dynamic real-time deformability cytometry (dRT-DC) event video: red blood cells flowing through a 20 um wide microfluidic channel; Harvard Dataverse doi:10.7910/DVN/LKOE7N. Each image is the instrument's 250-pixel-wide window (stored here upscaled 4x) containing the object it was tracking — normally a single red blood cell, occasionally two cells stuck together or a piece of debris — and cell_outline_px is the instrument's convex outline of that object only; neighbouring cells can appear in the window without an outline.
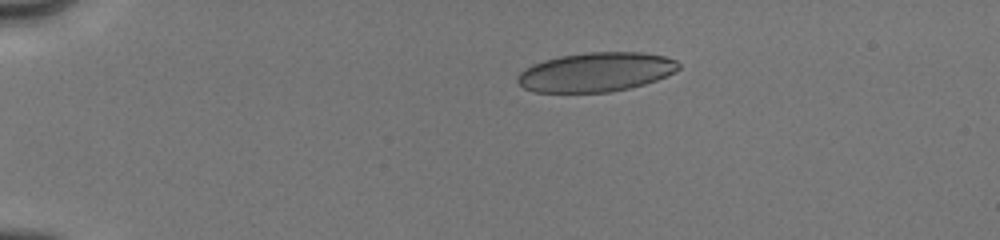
{"species": "human", "species_latin": "Homo sapiens", "temperature_condition": "cold", "stored_images_in_passage": 33, "camera_frame_rate_fps": 3000, "um_per_image_px": 0.085, "donor": {"sex": "male"}, "frame": {"image": 1, "passage_image": 2, "time_ms": 0.667, "image_size_px": [1000, 240], "cell_outline_px": [[680, 68], [656, 80], [644, 84], [628, 88], [608, 92], [532, 92], [524, 88], [516, 80], [516, 76], [524, 68], [532, 64], [544, 60], [560, 56], [588, 52], [640, 52], [664, 56], [676, 60], [680, 64]], "centroid_in_image_um": [50.61, 6.12], "position_along_channel_um": 34.4, "area_um2": 36.76}}
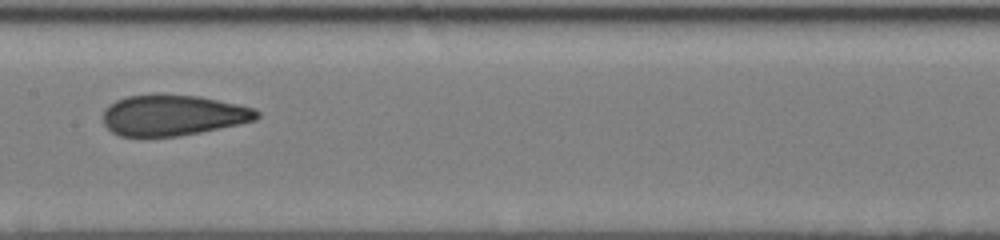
{"frame": {"image": 2, "passage_image": 19, "time_ms": 6.333, "image_size_px": [1000, 240], "cell_outline_px": [[260, 116], [256, 120], [240, 124], [180, 136], [120, 136], [112, 132], [104, 124], [104, 108], [116, 100], [128, 96], [156, 92], [200, 96], [256, 108], [260, 112]], "centroid_in_image_um": [14.72, 9.76], "position_along_channel_um": 192.7, "area_um2": 37.11}}
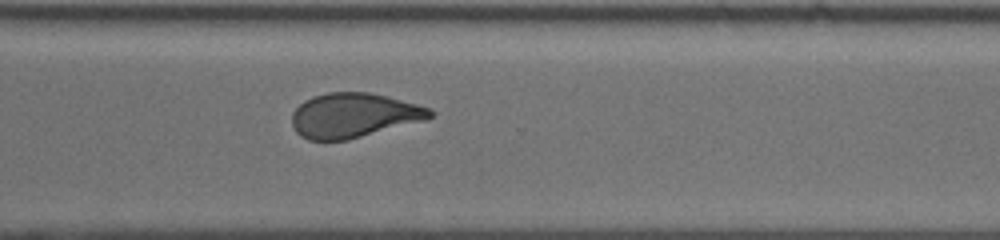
{"frame": {"image": 3, "passage_image": 33, "time_ms": 10.0, "image_size_px": [1000, 240], "cell_outline_px": [[436, 112], [432, 116], [424, 120], [348, 140], [308, 140], [300, 136], [296, 132], [292, 124], [292, 112], [304, 100], [312, 96], [328, 92], [368, 92], [432, 108]], "centroid_in_image_um": [30.04, 9.81], "position_along_channel_um": 340.6, "area_um2": 35.78}}